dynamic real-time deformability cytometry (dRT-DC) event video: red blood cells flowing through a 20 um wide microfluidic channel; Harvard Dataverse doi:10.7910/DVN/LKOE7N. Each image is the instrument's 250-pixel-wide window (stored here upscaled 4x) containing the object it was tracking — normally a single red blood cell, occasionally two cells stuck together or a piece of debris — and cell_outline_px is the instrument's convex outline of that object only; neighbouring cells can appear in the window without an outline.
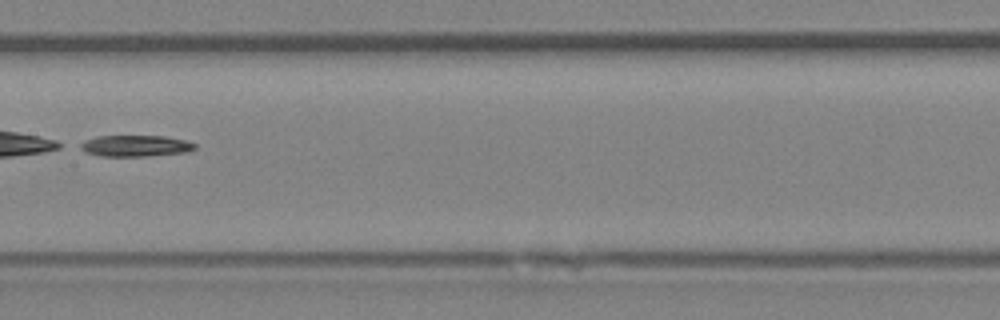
{"species": "Egyptian fruit bat (a non-hibernating species)", "species_latin": "Rousettus aegyptiacus", "temperature_condition": "room temperature", "stored_images_in_passage": 9, "camera_frame_rate_fps": 3000, "um_per_image_px": 0.085, "animal": {"sex": "female"}, "frame": {"image": 1, "passage_image": 7, "time_ms": 8.0, "image_size_px": [1000, 320], "cell_outline_px": [[196, 148], [188, 152], [148, 156], [100, 156], [84, 152], [76, 148], [76, 144], [84, 140], [96, 136], [164, 136], [184, 140], [196, 144]], "centroid_in_image_um": [11.42, 12.4], "position_along_channel_um": 196.0, "area_um2": 14.51}}